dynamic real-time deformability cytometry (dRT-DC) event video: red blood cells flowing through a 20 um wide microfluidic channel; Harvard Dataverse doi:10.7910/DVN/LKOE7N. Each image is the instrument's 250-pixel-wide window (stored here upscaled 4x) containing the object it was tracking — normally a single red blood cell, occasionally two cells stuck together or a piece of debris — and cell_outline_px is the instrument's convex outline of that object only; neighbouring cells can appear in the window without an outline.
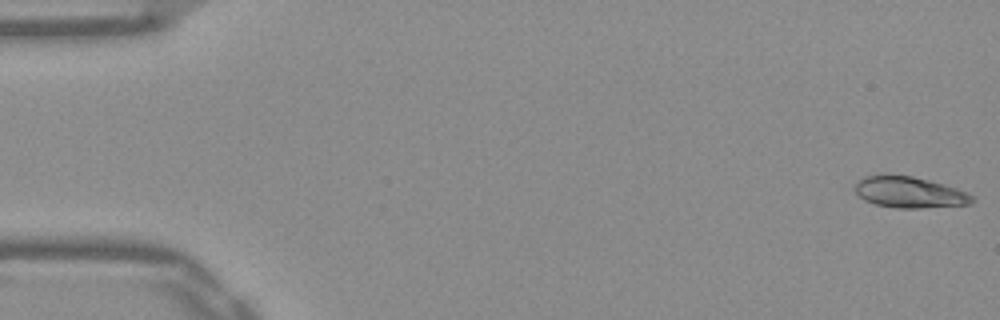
{"species": "Egyptian fruit bat (a non-hibernating species)", "species_latin": "Rousettus aegyptiacus", "temperature_condition": "warm", "stored_images_in_passage": 52, "camera_frame_rate_fps": 3000, "um_per_image_px": 0.085, "frame": {"image": 1, "passage_image": 1, "time_ms": 0.0, "image_size_px": [1000, 320], "cell_outline_px": [[976, 200], [972, 204], [920, 208], [896, 208], [876, 204], [864, 200], [852, 188], [864, 176], [880, 172], [888, 172], [912, 176], [928, 180], [956, 188], [968, 192], [976, 196]], "centroid_in_image_um": [77.29, 16.31], "position_along_channel_um": 7.7, "area_um2": 21.91}}
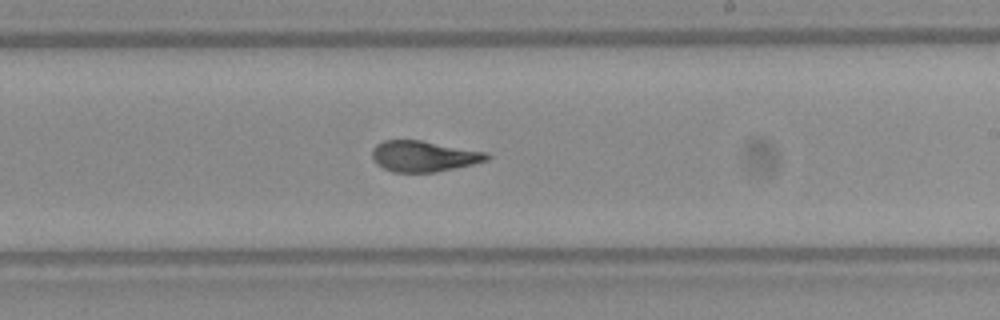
{"frame": {"image": 2, "passage_image": 31, "time_ms": 10.0, "image_size_px": [1000, 320], "cell_outline_px": [[492, 156], [488, 160], [472, 164], [436, 172], [392, 172], [376, 164], [372, 160], [372, 148], [376, 144], [384, 140], [420, 140], [488, 152]], "centroid_in_image_um": [36.01, 13.27], "position_along_channel_um": 253.0, "area_um2": 20.75}}
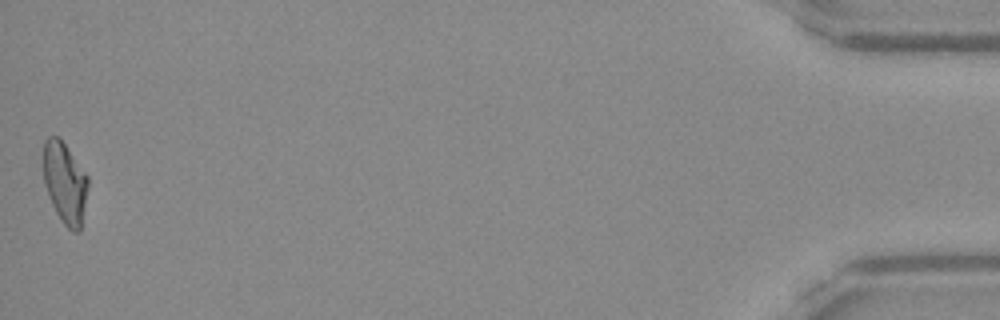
{"frame": {"image": 3, "passage_image": 52, "time_ms": 17.0, "image_size_px": [1000, 320], "cell_outline_px": [[88, 188], [80, 232], [72, 232], [60, 220], [52, 204], [44, 184], [44, 140], [48, 136], [60, 136], [88, 176]], "centroid_in_image_um": [5.53, 15.53], "position_along_channel_um": 429.7, "area_um2": 21.27}, "authors_computed_cell_mechanics": {"area_um2": 21.1259, "velocity_mm_per_s": 3.8921, "shape_relaxation_time_tau1_ms": 5.0186, "shape_relaxation_time_tau2_ms": 1.0002, "deformation_change_tau1": 0.2063, "deformation_change_tau2": 0.0895}}